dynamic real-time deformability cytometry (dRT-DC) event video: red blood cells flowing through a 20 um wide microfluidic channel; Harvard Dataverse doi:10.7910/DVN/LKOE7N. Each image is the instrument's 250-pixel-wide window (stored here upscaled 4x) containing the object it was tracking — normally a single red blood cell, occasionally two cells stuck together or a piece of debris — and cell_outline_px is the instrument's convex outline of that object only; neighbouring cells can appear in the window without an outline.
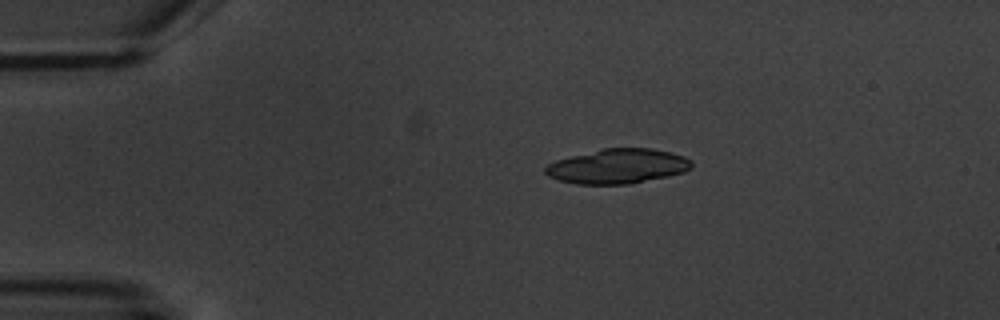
{"species": "common noctule bat (a hibernating species)", "species_latin": "Nyctalus noctula", "temperature_condition": "warm", "stored_images_in_passage": 15, "segment_of_instrument_passage": [1, 2], "camera_frame_rate_fps": 3000, "um_per_image_px": 0.085, "animal": {"sex": "male", "body_mass_g": 20.1, "forearm_length_mm": 53.5}, "frame": {"image": 1, "passage_image": 3, "time_ms": 3.333, "image_size_px": [1000, 320], "cell_outline_px": [[692, 168], [684, 172], [668, 176], [628, 184], [576, 184], [556, 180], [548, 176], [544, 172], [544, 168], [548, 164], [556, 160], [604, 148], [652, 148], [684, 156], [692, 160]], "centroid_in_image_um": [52.5, 14.14], "position_along_channel_um": 32.5, "area_um2": 29.54}}